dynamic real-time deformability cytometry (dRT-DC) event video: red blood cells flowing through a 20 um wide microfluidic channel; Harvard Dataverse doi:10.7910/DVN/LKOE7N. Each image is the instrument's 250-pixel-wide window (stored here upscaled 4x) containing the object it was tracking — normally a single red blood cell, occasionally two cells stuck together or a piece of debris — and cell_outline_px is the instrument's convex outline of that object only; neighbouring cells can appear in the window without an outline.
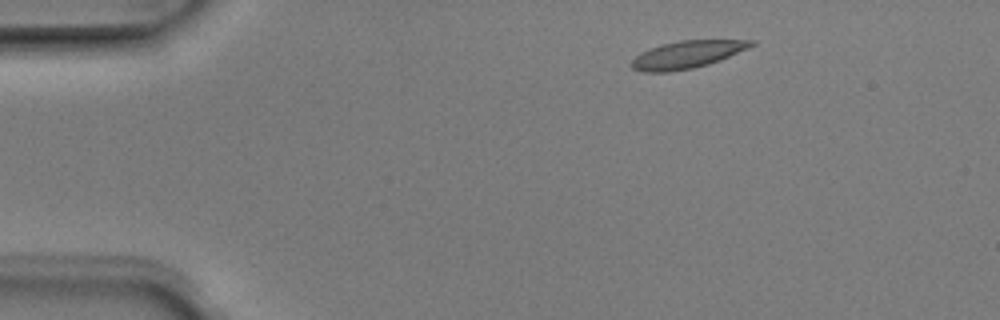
{"species": "Egyptian fruit bat (a non-hibernating species)", "species_latin": "Rousettus aegyptiacus", "temperature_condition": "room temperature", "stored_images_in_passage": 4, "camera_frame_rate_fps": 3000, "um_per_image_px": 0.085, "animal": {"sex": "male"}, "frame": {"image": 1, "passage_image": 2, "time_ms": 0.333, "image_size_px": [1000, 320], "cell_outline_px": [[756, 44], [748, 48], [720, 60], [708, 64], [692, 68], [668, 72], [644, 72], [632, 68], [628, 64], [640, 52], [648, 48], [660, 44], [680, 40], [756, 40]], "centroid_in_image_um": [58.36, 4.63], "position_along_channel_um": 26.6, "area_um2": 19.25}}